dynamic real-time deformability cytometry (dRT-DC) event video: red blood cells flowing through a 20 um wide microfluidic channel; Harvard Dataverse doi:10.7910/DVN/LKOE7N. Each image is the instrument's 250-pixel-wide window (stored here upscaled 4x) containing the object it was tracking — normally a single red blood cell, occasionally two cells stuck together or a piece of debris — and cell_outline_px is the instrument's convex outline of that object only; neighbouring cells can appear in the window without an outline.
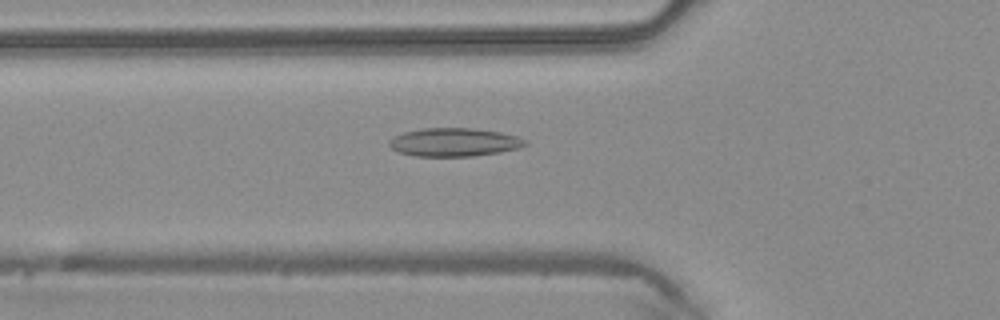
{"species": "common noctule bat (a hibernating species)", "species_latin": "Nyctalus noctula", "temperature_condition": "warm", "stored_images_in_passage": 28, "camera_frame_rate_fps": 3000, "um_per_image_px": 0.085, "animal": {"sex": "male", "body_mass_g": 20.4}, "frame": {"image": 1, "passage_image": 2, "time_ms": 0.333, "image_size_px": [1000, 320], "cell_outline_px": [[528, 144], [520, 148], [500, 152], [472, 156], [416, 156], [400, 152], [392, 148], [388, 144], [396, 136], [404, 132], [424, 128], [472, 128], [500, 132], [516, 136], [524, 140]], "centroid_in_image_um": [38.64, 12.09], "position_along_channel_um": 87.2, "area_um2": 22.2}}
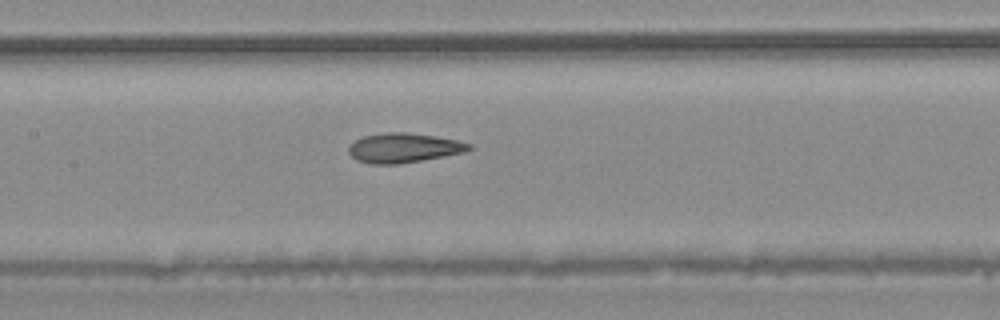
{"frame": {"image": 2, "passage_image": 8, "time_ms": 2.333, "image_size_px": [1000, 320], "cell_outline_px": [[472, 148], [464, 152], [444, 156], [396, 164], [372, 164], [356, 160], [348, 152], [348, 148], [356, 140], [364, 136], [388, 132], [408, 132], [436, 136], [456, 140], [472, 144]], "centroid_in_image_um": [34.32, 12.56], "position_along_channel_um": 173.1, "area_um2": 20.52}}
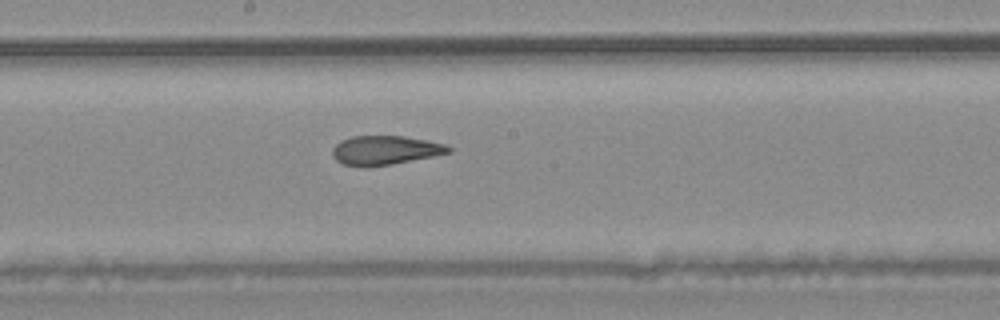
{"frame": {"image": 3, "passage_image": 11, "time_ms": 3.333, "image_size_px": [1000, 320], "cell_outline_px": [[452, 152], [392, 164], [344, 164], [336, 160], [332, 156], [332, 148], [340, 140], [352, 136], [404, 136], [444, 144], [452, 148]], "centroid_in_image_um": [32.74, 12.73], "position_along_channel_um": 215.5, "area_um2": 19.02}}